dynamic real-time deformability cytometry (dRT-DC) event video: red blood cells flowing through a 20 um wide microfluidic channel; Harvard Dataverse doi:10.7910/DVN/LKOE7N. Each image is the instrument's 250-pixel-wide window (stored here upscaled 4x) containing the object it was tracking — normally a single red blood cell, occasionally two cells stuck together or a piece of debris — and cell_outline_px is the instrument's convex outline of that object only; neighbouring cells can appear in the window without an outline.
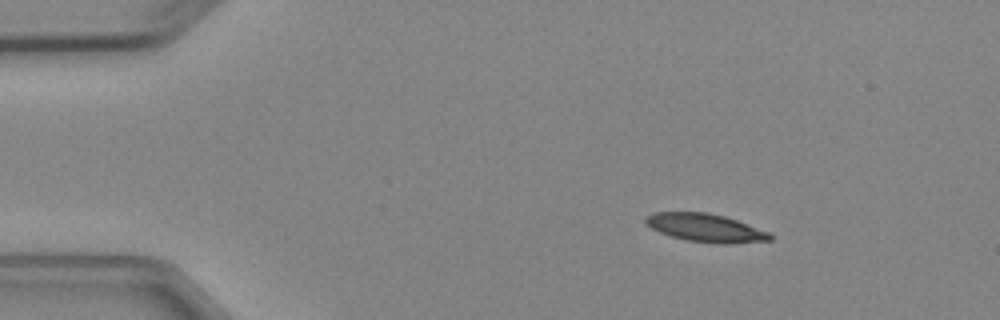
{"species": "Egyptian fruit bat (a non-hibernating species)", "species_latin": "Rousettus aegyptiacus", "temperature_condition": "cold", "stored_images_in_passage": 4, "camera_frame_rate_fps": 3000, "um_per_image_px": 0.085, "animal": {"sex": "female"}, "frame": {"image": 1, "passage_image": 1, "time_ms": 0.0, "image_size_px": [1000, 320], "cell_outline_px": [[772, 240], [728, 244], [720, 244], [684, 240], [660, 232], [644, 224], [644, 216], [652, 212], [708, 212], [724, 216], [736, 220], [768, 232], [772, 236]], "centroid_in_image_um": [59.91, 19.36], "position_along_channel_um": 25.1, "area_um2": 20.46}}